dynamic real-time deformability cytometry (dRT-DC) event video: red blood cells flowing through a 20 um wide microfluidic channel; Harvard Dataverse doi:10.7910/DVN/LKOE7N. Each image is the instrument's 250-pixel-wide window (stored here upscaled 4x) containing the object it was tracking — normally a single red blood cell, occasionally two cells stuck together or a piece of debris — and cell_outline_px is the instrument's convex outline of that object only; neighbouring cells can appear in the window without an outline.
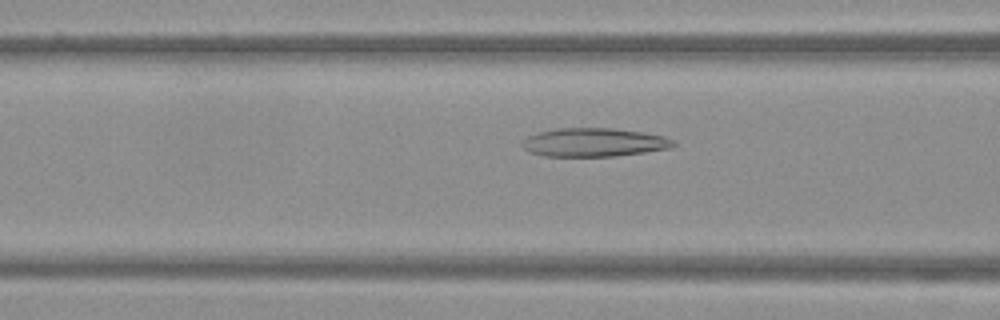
{"species": "Egyptian fruit bat (a non-hibernating species)", "species_latin": "Rousettus aegyptiacus", "temperature_condition": "warm", "stored_images_in_passage": 34, "camera_frame_rate_fps": 3000, "um_per_image_px": 0.085, "frame": {"image": 1, "passage_image": 8, "time_ms": 2.333, "image_size_px": [1000, 320], "cell_outline_px": [[676, 144], [672, 148], [616, 156], [544, 156], [532, 152], [524, 148], [520, 144], [528, 136], [540, 132], [556, 128], [612, 128], [644, 132], [664, 136], [672, 140]], "centroid_in_image_um": [50.51, 12.1], "position_along_channel_um": 116.1, "area_um2": 25.09}}
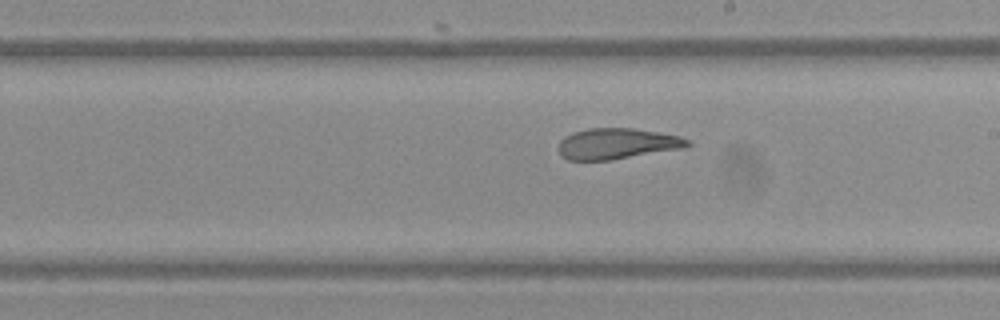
{"frame": {"image": 2, "passage_image": 17, "time_ms": 5.333, "image_size_px": [1000, 320], "cell_outline_px": [[692, 144], [684, 148], [608, 160], [568, 160], [560, 156], [560, 140], [564, 136], [572, 132], [588, 128], [632, 128], [680, 136], [692, 140]], "centroid_in_image_um": [52.46, 12.21], "position_along_channel_um": 236.5, "area_um2": 23.18}}
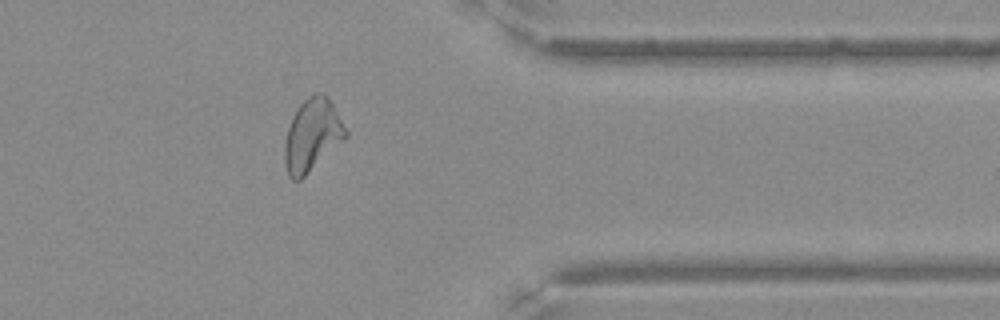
{"frame": {"image": 3, "passage_image": 29, "time_ms": 9.333, "image_size_px": [1000, 320], "cell_outline_px": [[348, 136], [300, 180], [292, 180], [288, 176], [284, 164], [284, 144], [288, 128], [292, 116], [300, 104], [308, 96], [316, 92], [324, 92], [332, 100], [348, 132]], "centroid_in_image_um": [26.54, 11.46], "position_along_channel_um": 384.9, "area_um2": 25.95}}